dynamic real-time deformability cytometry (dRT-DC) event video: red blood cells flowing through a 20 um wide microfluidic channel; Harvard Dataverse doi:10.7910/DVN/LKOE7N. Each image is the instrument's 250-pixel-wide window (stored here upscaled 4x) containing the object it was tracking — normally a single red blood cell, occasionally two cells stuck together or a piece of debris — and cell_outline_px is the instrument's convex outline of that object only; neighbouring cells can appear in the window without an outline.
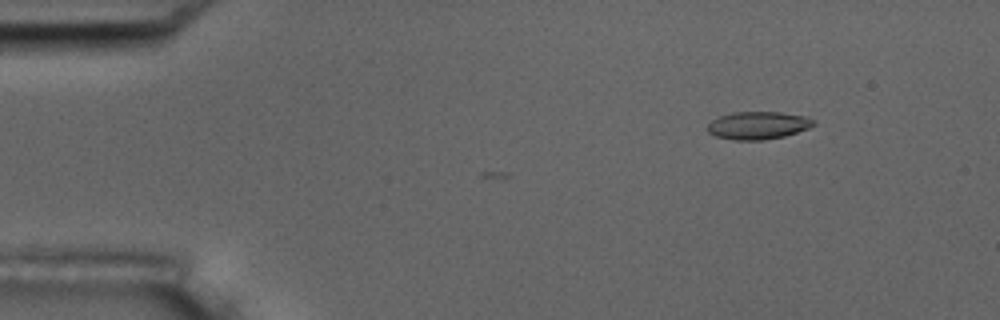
{"species": "common noctule bat (a hibernating species)", "species_latin": "Nyctalus noctula", "temperature_condition": "room temperature", "stored_images_in_passage": 5, "camera_frame_rate_fps": 3000, "um_per_image_px": 0.085, "animal": {"sex": "male", "body_mass_g": 17.5, "forearm_length_mm": 52.3}, "frame": {"image": 1, "passage_image": 1, "time_ms": 0.0, "image_size_px": [1000, 320], "cell_outline_px": [[816, 124], [808, 128], [784, 136], [764, 140], [732, 140], [716, 136], [708, 132], [708, 124], [712, 120], [720, 116], [732, 112], [780, 112], [808, 116]], "centroid_in_image_um": [64.43, 10.65], "position_along_channel_um": 20.6, "area_um2": 17.11}}